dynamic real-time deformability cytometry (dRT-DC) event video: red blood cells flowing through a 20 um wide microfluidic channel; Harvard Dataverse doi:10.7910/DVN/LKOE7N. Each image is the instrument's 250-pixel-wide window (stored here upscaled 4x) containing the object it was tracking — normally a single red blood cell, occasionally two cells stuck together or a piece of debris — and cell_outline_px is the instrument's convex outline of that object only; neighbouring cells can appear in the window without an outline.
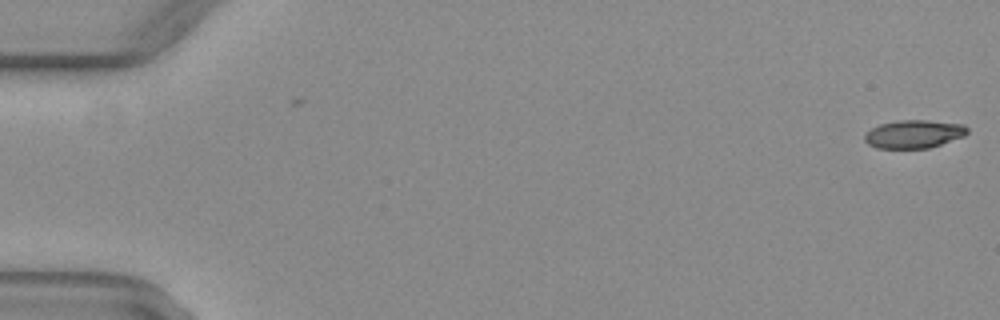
{"species": "common noctule bat (a hibernating species)", "species_latin": "Nyctalus noctula", "temperature_condition": "warm", "stored_images_in_passage": 2, "camera_frame_rate_fps": 3000, "um_per_image_px": 0.085, "animal": {"sex": "female", "body_mass_g": 29.2, "forearm_length_mm": 56.3}, "frame": {"image": 1, "passage_image": 2, "time_ms": 0.333, "image_size_px": [1000, 320], "cell_outline_px": [[968, 132], [964, 136], [928, 148], [876, 148], [868, 144], [864, 140], [864, 136], [872, 128], [880, 124], [900, 120], [928, 120], [964, 124], [968, 128]], "centroid_in_image_um": [77.69, 11.39], "position_along_channel_um": 7.3, "area_um2": 16.76}}